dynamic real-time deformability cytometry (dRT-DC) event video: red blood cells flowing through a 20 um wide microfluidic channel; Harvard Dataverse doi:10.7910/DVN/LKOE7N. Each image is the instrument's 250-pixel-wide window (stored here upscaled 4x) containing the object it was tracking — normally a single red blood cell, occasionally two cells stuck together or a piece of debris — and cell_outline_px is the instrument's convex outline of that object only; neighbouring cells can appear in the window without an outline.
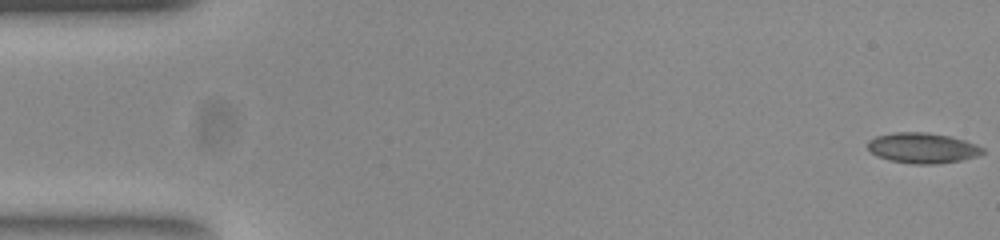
{"species": "common noctule bat (a hibernating species)", "species_latin": "Nyctalus noctula", "temperature_condition": "room temperature", "stored_images_in_passage": 8, "camera_frame_rate_fps": 3000, "um_per_image_px": 0.085, "animal": {"sex": "female", "body_mass_g": 23.0, "forearm_length_mm": 53.4}, "frame": {"image": 1, "passage_image": 1, "time_ms": 0.0, "image_size_px": [1000, 240], "cell_outline_px": [[984, 152], [976, 156], [960, 160], [936, 164], [912, 164], [888, 160], [876, 156], [868, 148], [868, 140], [876, 136], [896, 132], [928, 132], [952, 136], [976, 144], [984, 148]], "centroid_in_image_um": [78.41, 12.57], "position_along_channel_um": 6.6, "area_um2": 20.46}}